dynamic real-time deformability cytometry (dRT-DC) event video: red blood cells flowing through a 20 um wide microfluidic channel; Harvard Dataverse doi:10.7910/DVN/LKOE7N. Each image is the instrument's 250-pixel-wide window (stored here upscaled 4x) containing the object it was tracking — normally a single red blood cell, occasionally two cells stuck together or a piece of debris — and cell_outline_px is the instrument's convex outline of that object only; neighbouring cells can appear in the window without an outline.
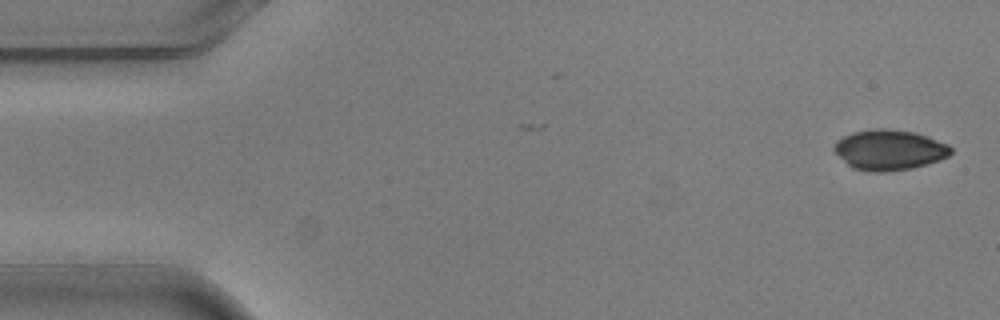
{"species": "common noctule bat (a hibernating species)", "species_latin": "Nyctalus noctula", "temperature_condition": "warm", "stored_images_in_passage": 2, "camera_frame_rate_fps": 3000, "um_per_image_px": 0.085, "animal": {"sex": "male", "body_mass_g": 20.5, "forearm_length_mm": 52.5}, "frame": {"image": 1, "passage_image": 1, "time_ms": 0.0, "image_size_px": [1000, 320], "cell_outline_px": [[952, 152], [948, 156], [940, 160], [928, 164], [912, 168], [884, 172], [876, 172], [852, 168], [832, 148], [836, 140], [852, 132], [876, 128], [884, 128], [912, 132], [928, 136], [948, 144], [952, 148]], "centroid_in_image_um": [75.61, 12.74], "position_along_channel_um": 9.4, "area_um2": 27.4}}